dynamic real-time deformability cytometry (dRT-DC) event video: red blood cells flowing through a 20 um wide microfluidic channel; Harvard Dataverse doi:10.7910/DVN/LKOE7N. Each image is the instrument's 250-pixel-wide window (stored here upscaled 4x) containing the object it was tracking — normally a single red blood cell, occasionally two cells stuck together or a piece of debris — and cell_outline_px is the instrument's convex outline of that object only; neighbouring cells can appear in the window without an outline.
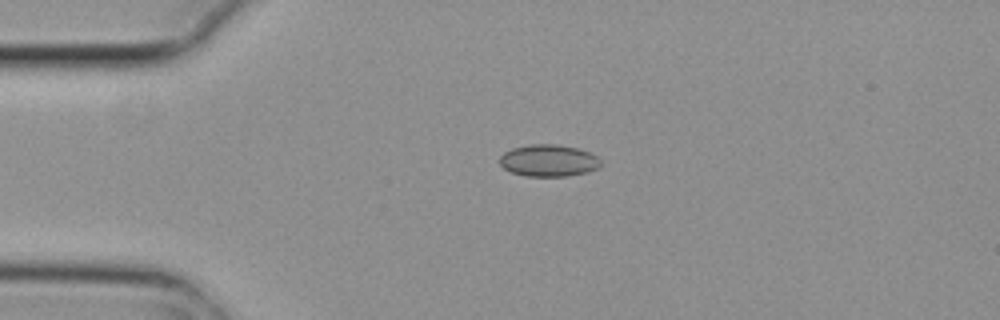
{"species": "common noctule bat (a hibernating species)", "species_latin": "Nyctalus noctula", "temperature_condition": "cold", "stored_images_in_passage": 4, "camera_frame_rate_fps": 3000, "um_per_image_px": 0.085, "animal": {"sex": "female", "body_mass_g": 29.2, "forearm_length_mm": 56.3}, "frame": {"image": 1, "passage_image": 3, "time_ms": 0.667, "image_size_px": [1000, 320], "cell_outline_px": [[600, 164], [596, 168], [588, 172], [568, 176], [524, 176], [512, 172], [504, 168], [500, 164], [500, 156], [504, 152], [512, 148], [532, 144], [556, 144], [576, 148], [588, 152], [596, 156], [600, 160]], "centroid_in_image_um": [46.6, 13.65], "position_along_channel_um": 38.4, "area_um2": 18.67}}